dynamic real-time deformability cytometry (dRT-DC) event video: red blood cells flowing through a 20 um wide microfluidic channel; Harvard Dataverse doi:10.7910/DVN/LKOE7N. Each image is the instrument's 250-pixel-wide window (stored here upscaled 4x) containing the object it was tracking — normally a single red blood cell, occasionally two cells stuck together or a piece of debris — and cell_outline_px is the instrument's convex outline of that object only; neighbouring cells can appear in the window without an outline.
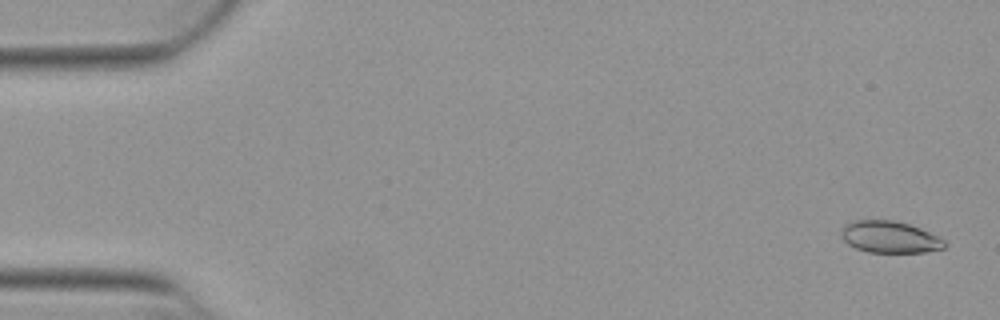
{"species": "Egyptian fruit bat (a non-hibernating species)", "species_latin": "Rousettus aegyptiacus", "temperature_condition": "warm", "stored_images_in_passage": 53, "camera_frame_rate_fps": 3000, "um_per_image_px": 0.085, "animal": {"sex": "female"}, "frame": {"image": 1, "passage_image": 2, "time_ms": 0.333, "image_size_px": [1000, 320], "cell_outline_px": [[948, 244], [944, 248], [924, 252], [868, 252], [856, 248], [848, 244], [840, 236], [840, 232], [844, 224], [852, 220], [892, 220], [908, 224], [920, 228], [944, 240]], "centroid_in_image_um": [75.59, 20.14], "position_along_channel_um": 9.4, "area_um2": 19.13}}
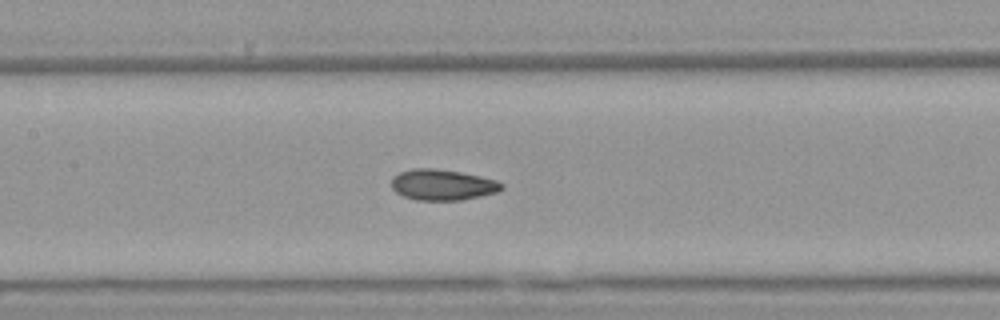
{"frame": {"image": 2, "passage_image": 25, "time_ms": 8.0, "image_size_px": [1000, 320], "cell_outline_px": [[504, 188], [496, 192], [480, 196], [460, 200], [416, 200], [404, 196], [396, 192], [392, 188], [392, 176], [400, 172], [412, 168], [432, 168], [460, 172], [480, 176], [496, 180], [504, 184]], "centroid_in_image_um": [37.6, 15.7], "position_along_channel_um": 169.8, "area_um2": 19.77}}
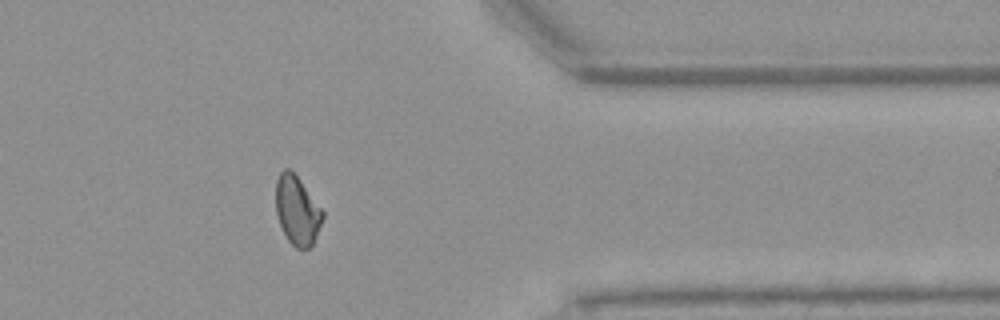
{"frame": {"image": 3, "passage_image": 43, "time_ms": 14.0, "image_size_px": [1000, 320], "cell_outline_px": [[324, 216], [316, 236], [312, 244], [308, 248], [296, 248], [288, 240], [280, 224], [276, 212], [276, 180], [280, 172], [284, 168], [288, 168], [300, 180], [324, 212]], "centroid_in_image_um": [25.25, 17.88], "position_along_channel_um": 386.2, "area_um2": 18.5}, "authors_computed_cell_mechanics": {"area_um2": 19.4786, "velocity_mm_per_s": 3.8873, "shape_relaxation_time_tau1_ms": null, "shape_relaxation_time_tau2_ms": 1.9258, "deformation_change_tau1": null, "deformation_change_tau2": 0.0745}}